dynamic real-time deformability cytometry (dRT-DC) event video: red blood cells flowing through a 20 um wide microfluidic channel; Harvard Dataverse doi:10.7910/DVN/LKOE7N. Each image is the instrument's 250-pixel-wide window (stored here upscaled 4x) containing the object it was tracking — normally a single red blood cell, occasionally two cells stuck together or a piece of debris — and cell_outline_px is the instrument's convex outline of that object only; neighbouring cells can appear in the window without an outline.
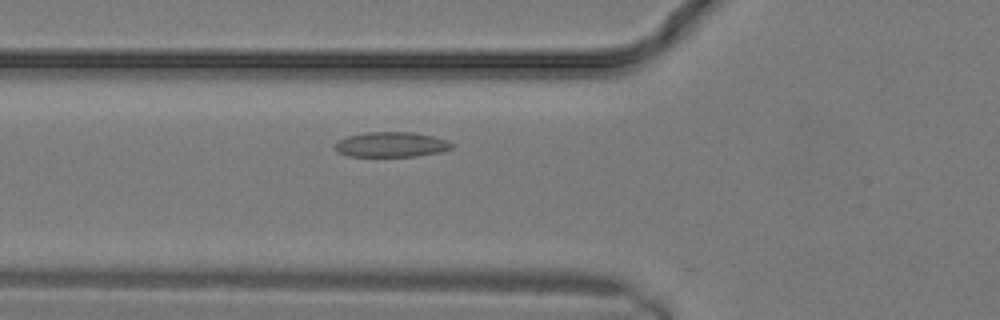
{"species": "common noctule bat (a hibernating species)", "species_latin": "Nyctalus noctula", "temperature_condition": "warm", "stored_images_in_passage": 10, "camera_frame_rate_fps": 3000, "um_per_image_px": 0.085, "animal": {"sex": "male", "body_mass_g": 19.2, "forearm_length_mm": 51.8}, "frame": {"image": 1, "passage_image": 5, "time_ms": 1.333, "image_size_px": [1000, 320], "cell_outline_px": [[452, 148], [440, 152], [416, 156], [348, 156], [340, 152], [336, 148], [336, 144], [340, 140], [348, 136], [364, 132], [412, 132], [432, 136], [444, 140], [452, 144]], "centroid_in_image_um": [33.26, 12.28], "position_along_channel_um": 92.5, "area_um2": 16.7}}
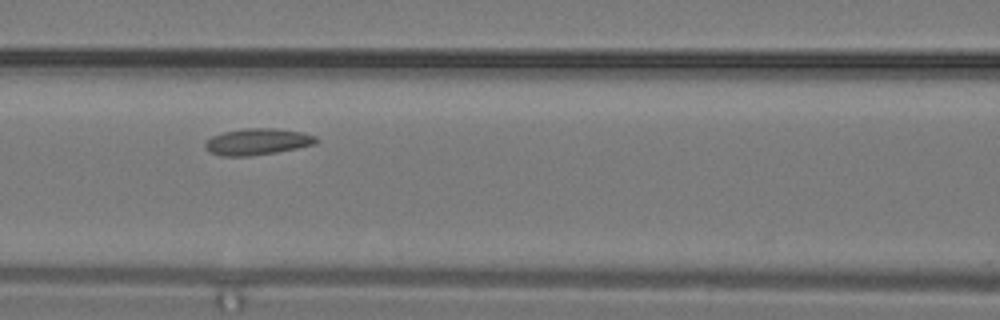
{"frame": {"image": 2, "passage_image": 7, "time_ms": 2.0, "image_size_px": [1000, 320], "cell_outline_px": [[320, 140], [316, 144], [276, 152], [248, 156], [220, 156], [208, 152], [204, 148], [204, 144], [212, 136], [224, 132], [244, 128], [272, 128], [304, 132], [316, 136]], "centroid_in_image_um": [21.88, 12.04], "position_along_channel_um": 144.7, "area_um2": 17.22}}
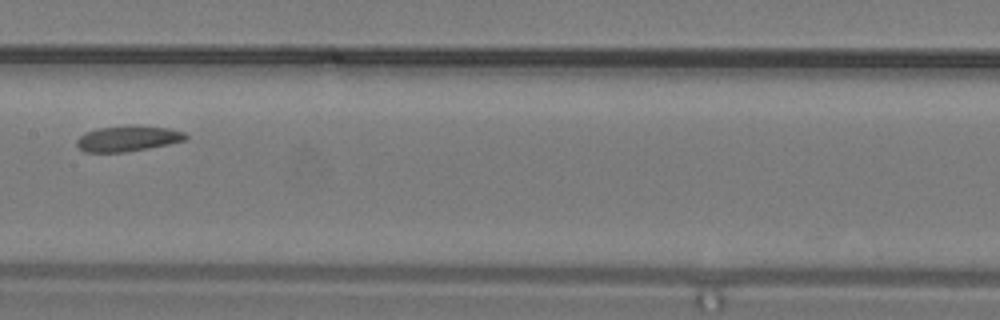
{"frame": {"image": 3, "passage_image": 9, "time_ms": 2.667, "image_size_px": [1000, 320], "cell_outline_px": [[188, 136], [184, 140], [168, 144], [148, 148], [124, 152], [84, 152], [76, 144], [76, 140], [84, 132], [96, 128], [136, 124], [168, 128], [184, 132]], "centroid_in_image_um": [10.84, 11.75], "position_along_channel_um": 196.6, "area_um2": 16.42}}